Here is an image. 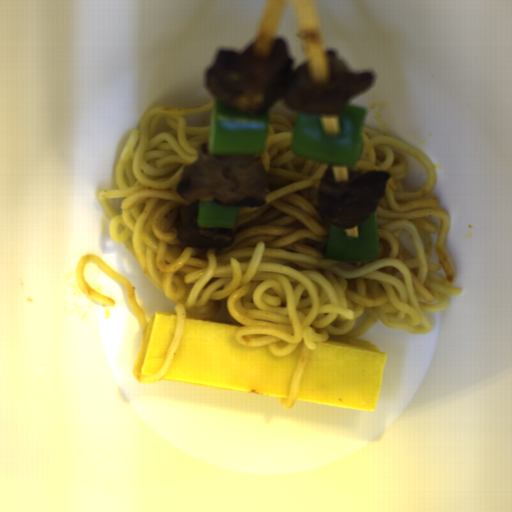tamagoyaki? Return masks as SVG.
I'll return each mask as SVG.
<instances>
[{"mask_svg":"<svg viewBox=\"0 0 512 512\" xmlns=\"http://www.w3.org/2000/svg\"><path fill=\"white\" fill-rule=\"evenodd\" d=\"M240 326L185 315L175 353L159 380L288 398L302 342L280 356L267 345L238 344Z\"/></svg>","mask_w":512,"mask_h":512,"instance_id":"1","label":"tamagoyaki"},{"mask_svg":"<svg viewBox=\"0 0 512 512\" xmlns=\"http://www.w3.org/2000/svg\"><path fill=\"white\" fill-rule=\"evenodd\" d=\"M386 357L369 340L331 334L309 350L296 400L376 412Z\"/></svg>","mask_w":512,"mask_h":512,"instance_id":"2","label":"tamagoyaki"},{"mask_svg":"<svg viewBox=\"0 0 512 512\" xmlns=\"http://www.w3.org/2000/svg\"><path fill=\"white\" fill-rule=\"evenodd\" d=\"M177 314L155 311L149 318L132 370L133 375L152 377L163 366L175 336Z\"/></svg>","mask_w":512,"mask_h":512,"instance_id":"3","label":"tamagoyaki"}]
</instances>
